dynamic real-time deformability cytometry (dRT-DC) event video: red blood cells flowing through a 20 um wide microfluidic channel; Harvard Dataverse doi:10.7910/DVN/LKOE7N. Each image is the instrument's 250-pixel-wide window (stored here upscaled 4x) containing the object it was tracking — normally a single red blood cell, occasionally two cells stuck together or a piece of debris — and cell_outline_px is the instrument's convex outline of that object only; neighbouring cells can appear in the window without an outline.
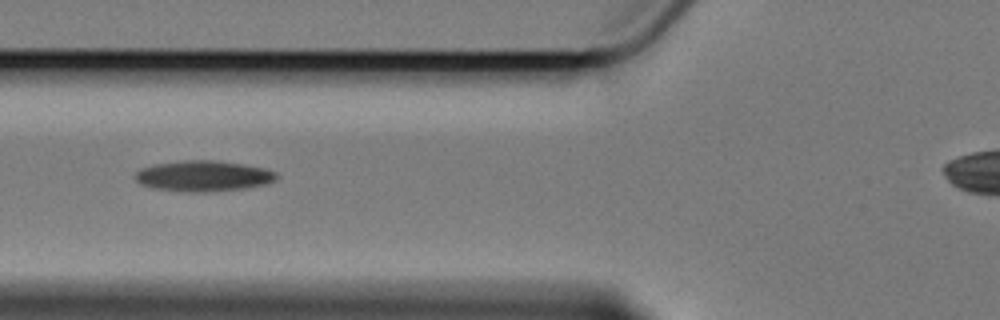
{"species": "Egyptian fruit bat (a non-hibernating species)", "species_latin": "Rousettus aegyptiacus", "temperature_condition": "cold", "stored_images_in_passage": 8, "camera_frame_rate_fps": 3000, "um_per_image_px": 0.085, "animal": {"sex": "female"}, "frame": {"image": 1, "passage_image": 5, "time_ms": 4.667, "image_size_px": [1000, 320], "cell_outline_px": [[276, 180], [264, 184], [244, 188], [204, 192], [188, 192], [152, 188], [140, 184], [136, 180], [136, 172], [140, 168], [156, 164], [184, 160], [212, 160], [240, 164], [264, 168], [276, 172]], "centroid_in_image_um": [17.25, 14.96], "position_along_channel_um": 108.6, "area_um2": 25.03}}
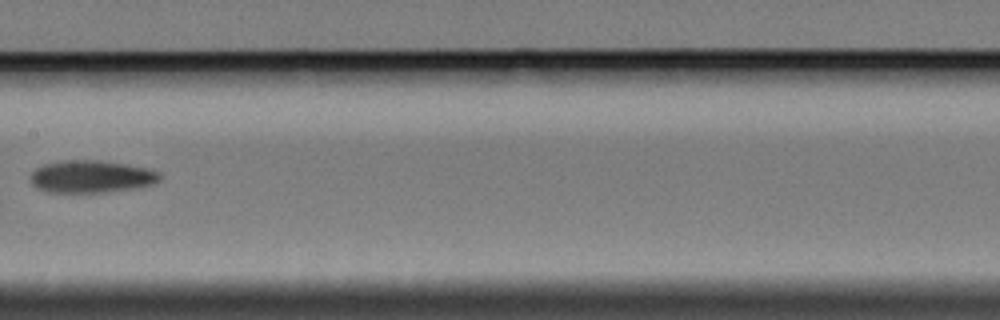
{"frame": {"image": 2, "passage_image": 7, "time_ms": 7.333, "image_size_px": [1000, 320], "cell_outline_px": [[164, 176], [156, 184], [140, 188], [104, 192], [48, 192], [36, 188], [32, 184], [32, 172], [36, 168], [44, 164], [64, 160], [100, 160], [128, 164], [152, 168], [160, 172]], "centroid_in_image_um": [7.87, 15.0], "position_along_channel_um": 199.5, "area_um2": 24.91}}
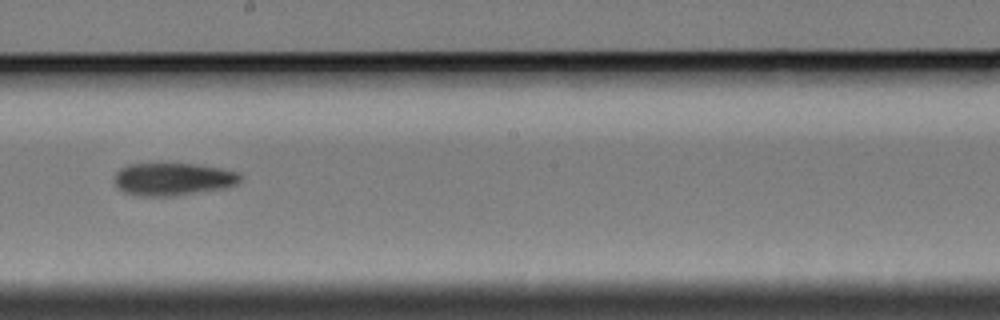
{"frame": {"image": 3, "passage_image": 8, "time_ms": 8.333, "image_size_px": [1000, 320], "cell_outline_px": [[240, 180], [236, 184], [224, 188], [172, 196], [136, 196], [124, 192], [116, 188], [112, 180], [112, 176], [120, 168], [128, 164], [196, 164], [220, 168], [240, 172]], "centroid_in_image_um": [14.63, 15.23], "position_along_channel_um": 233.6, "area_um2": 24.16}}